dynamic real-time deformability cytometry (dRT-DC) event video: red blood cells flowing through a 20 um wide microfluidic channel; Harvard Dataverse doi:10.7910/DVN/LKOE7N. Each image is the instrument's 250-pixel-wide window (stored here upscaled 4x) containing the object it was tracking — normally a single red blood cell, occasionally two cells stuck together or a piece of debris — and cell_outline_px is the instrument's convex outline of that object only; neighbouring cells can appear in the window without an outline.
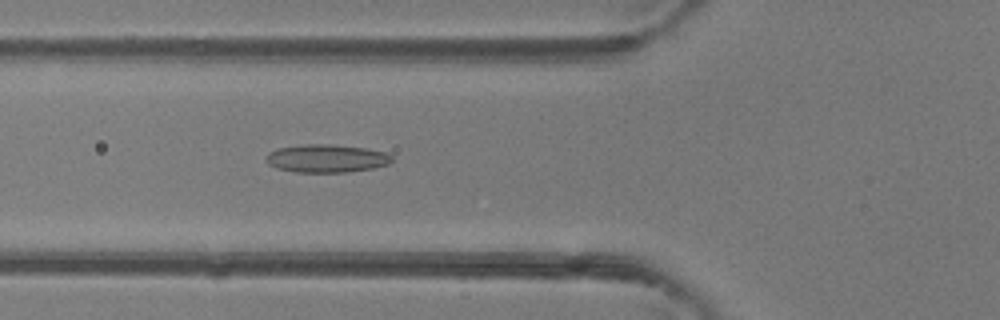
{"species": "common noctule bat (a hibernating species)", "species_latin": "Nyctalus noctula", "temperature_condition": "room temperature", "stored_images_in_passage": 46, "camera_frame_rate_fps": 3000, "um_per_image_px": 0.085, "animal": {"sex": "female"}, "frame": {"image": 1, "passage_image": 16, "time_ms": 5.0, "image_size_px": [1000, 320], "cell_outline_px": [[392, 160], [388, 164], [372, 168], [344, 172], [296, 172], [276, 168], [268, 164], [264, 160], [268, 152], [280, 148], [308, 144], [328, 144], [364, 148], [388, 152], [392, 156]], "centroid_in_image_um": [27.74, 13.47], "position_along_channel_um": 98.1, "area_um2": 20.46}}
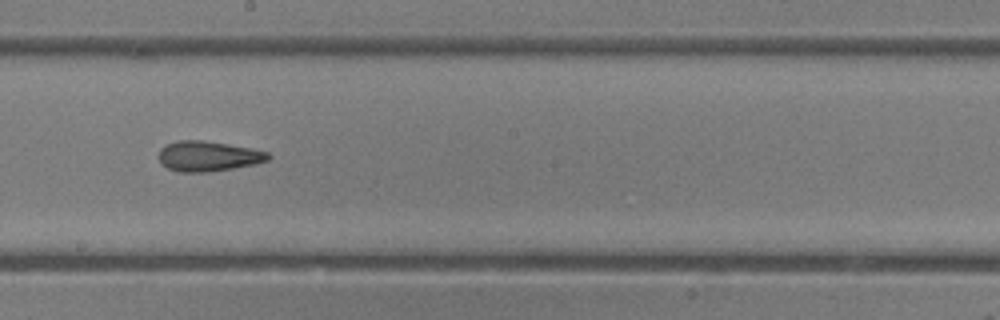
{"frame": {"image": 2, "passage_image": 25, "time_ms": 8.0, "image_size_px": [1000, 320], "cell_outline_px": [[272, 156], [268, 160], [252, 164], [232, 168], [208, 172], [180, 172], [168, 168], [160, 164], [160, 148], [176, 140], [204, 140], [252, 148], [268, 152]], "centroid_in_image_um": [17.69, 13.27], "position_along_channel_um": 230.5, "area_um2": 19.19}}
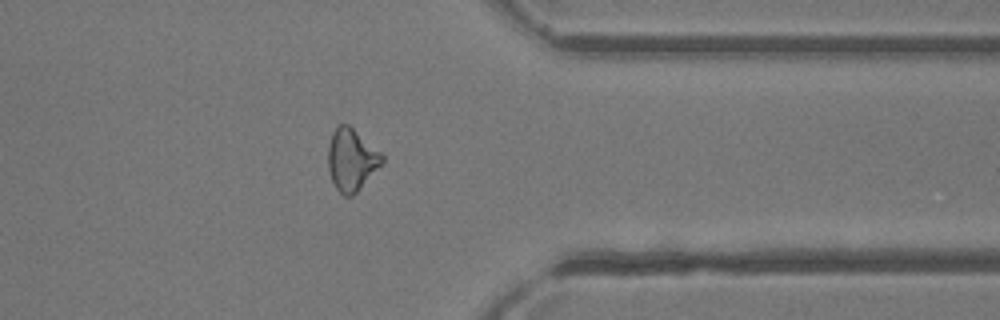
{"frame": {"image": 3, "passage_image": 36, "time_ms": 11.667, "image_size_px": [1000, 320], "cell_outline_px": [[384, 164], [352, 196], [344, 196], [336, 188], [332, 180], [328, 168], [328, 144], [332, 132], [340, 124], [348, 124], [380, 152], [384, 156]], "centroid_in_image_um": [29.89, 13.58], "position_along_channel_um": 381.5, "area_um2": 19.48}, "authors_computed_cell_mechanics": {"area_um2": 20.0566, "velocity_mm_per_s": 4.3953, "shape_relaxation_time_tau1_ms": null, "shape_relaxation_time_tau2_ms": 4.0459, "deformation_change_tau1": null, "deformation_change_tau2": 0.1534}}